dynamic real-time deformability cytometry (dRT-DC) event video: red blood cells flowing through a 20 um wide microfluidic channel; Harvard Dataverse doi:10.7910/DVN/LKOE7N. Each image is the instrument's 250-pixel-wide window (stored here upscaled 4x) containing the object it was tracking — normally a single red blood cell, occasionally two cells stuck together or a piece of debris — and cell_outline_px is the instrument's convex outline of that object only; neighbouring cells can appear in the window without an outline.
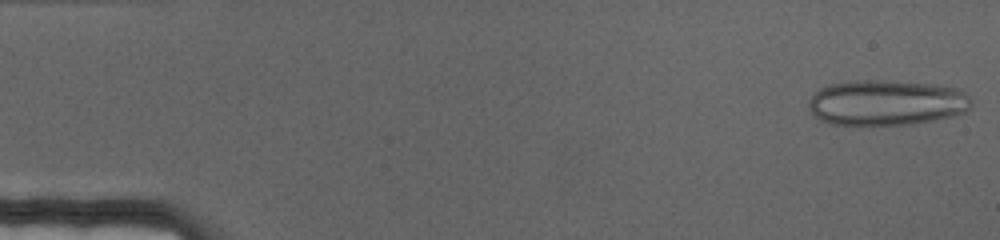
{"species": "human", "species_latin": "Homo sapiens", "temperature_condition": "cold", "stored_images_in_passage": 68, "camera_frame_rate_fps": 3000, "um_per_image_px": 0.085, "donor": {"sex": "female"}, "frame": {"image": 1, "passage_image": 1, "time_ms": 0.0, "image_size_px": [1000, 240], "cell_outline_px": [[972, 104], [964, 112], [956, 116], [912, 124], [856, 128], [832, 124], [820, 120], [812, 112], [808, 104], [808, 100], [820, 88], [828, 84], [856, 80], [876, 80], [932, 84], [952, 88], [964, 92], [968, 96]], "centroid_in_image_um": [75.29, 8.78], "position_along_channel_um": 9.7, "area_um2": 43.93}}
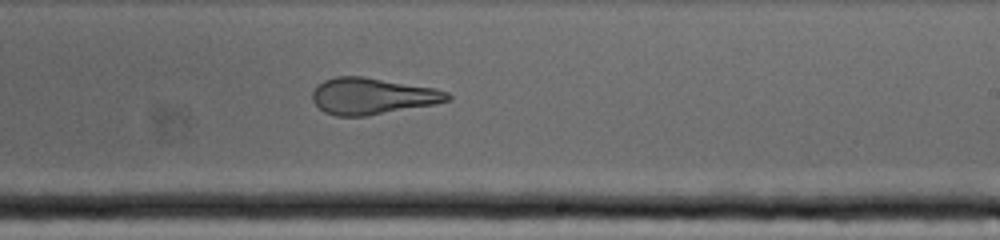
{"frame": {"image": 2, "passage_image": 41, "time_ms": 13.333, "image_size_px": [1000, 240], "cell_outline_px": [[452, 100], [436, 104], [368, 116], [336, 116], [324, 112], [312, 100], [312, 92], [316, 84], [324, 80], [336, 76], [364, 76], [436, 88], [448, 92], [452, 96]], "centroid_in_image_um": [31.67, 8.16], "position_along_channel_um": 257.3, "area_um2": 29.13}}
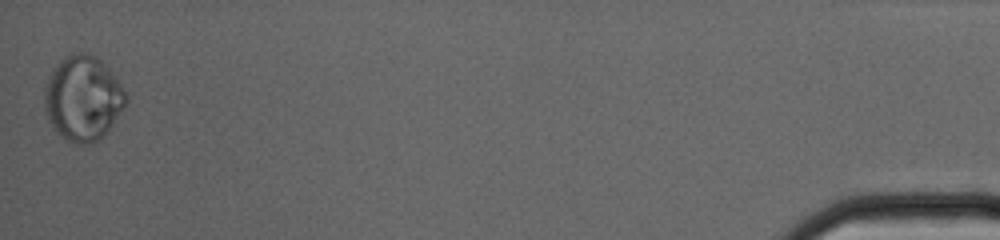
{"frame": {"image": 3, "passage_image": 68, "time_ms": 22.333, "image_size_px": [1000, 240], "cell_outline_px": [[128, 100], [124, 108], [100, 140], [88, 144], [72, 144], [64, 140], [56, 132], [48, 120], [44, 108], [44, 88], [48, 76], [60, 60], [68, 52], [84, 52], [96, 56], [108, 68], [120, 84], [128, 96]], "centroid_in_image_um": [7.02, 8.36], "position_along_channel_um": 428.2, "area_um2": 40.75}}